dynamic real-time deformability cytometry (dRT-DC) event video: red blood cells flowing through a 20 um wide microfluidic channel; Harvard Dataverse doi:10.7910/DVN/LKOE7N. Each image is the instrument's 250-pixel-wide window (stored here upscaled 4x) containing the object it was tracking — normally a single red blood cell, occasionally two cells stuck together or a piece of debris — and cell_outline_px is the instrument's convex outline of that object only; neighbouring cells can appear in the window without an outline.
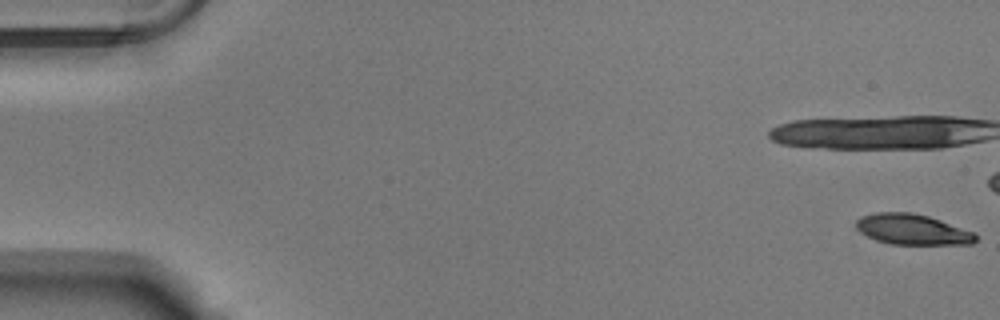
{"species": "Egyptian fruit bat (a non-hibernating species)", "species_latin": "Rousettus aegyptiacus", "temperature_condition": "warm", "stored_images_in_passage": 16, "camera_frame_rate_fps": 3000, "um_per_image_px": 0.085, "animal": {"sex": "male"}, "frame": {"image": 1, "passage_image": 1, "time_ms": 0.0, "image_size_px": [1000, 320], "cell_outline_px": [[976, 240], [972, 244], [892, 244], [876, 240], [860, 232], [856, 228], [856, 220], [864, 216], [876, 212], [908, 212], [928, 216], [976, 232]], "centroid_in_image_um": [77.57, 19.5], "position_along_channel_um": 7.4, "area_um2": 21.15}}